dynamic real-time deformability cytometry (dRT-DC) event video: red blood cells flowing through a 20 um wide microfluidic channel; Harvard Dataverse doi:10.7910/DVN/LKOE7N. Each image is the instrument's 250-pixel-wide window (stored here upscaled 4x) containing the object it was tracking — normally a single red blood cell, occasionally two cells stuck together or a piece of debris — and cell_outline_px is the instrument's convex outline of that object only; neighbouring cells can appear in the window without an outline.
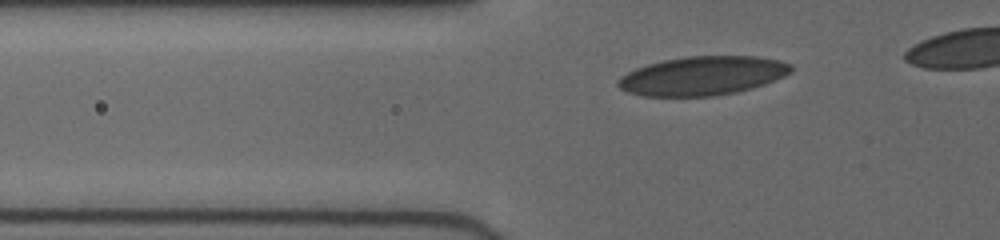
{"species": "human", "species_latin": "Homo sapiens", "temperature_condition": "cold", "stored_images_in_passage": 7, "camera_frame_rate_fps": 3000, "um_per_image_px": 0.085, "donor": {"sex": "female"}, "frame": {"image": 1, "passage_image": 4, "time_ms": 1.667, "image_size_px": [1000, 240], "cell_outline_px": [[792, 72], [784, 76], [764, 84], [752, 88], [736, 92], [712, 96], [640, 96], [628, 92], [620, 88], [616, 84], [616, 80], [620, 76], [636, 68], [648, 64], [664, 60], [688, 56], [756, 56], [780, 60], [788, 64], [792, 68]], "centroid_in_image_um": [59.69, 6.44], "position_along_channel_um": 66.1, "area_um2": 39.19}}
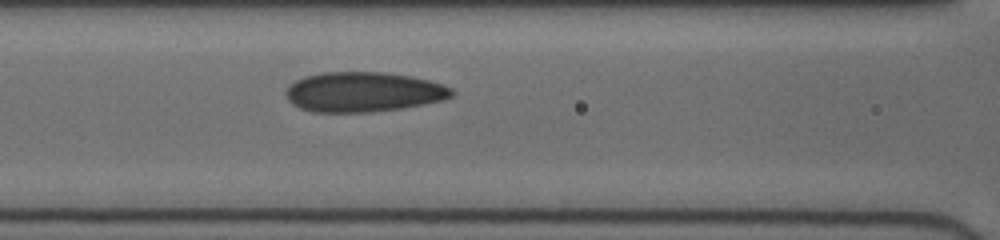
{"frame": {"image": 2, "passage_image": 7, "time_ms": 3.667, "image_size_px": [1000, 240], "cell_outline_px": [[456, 92], [452, 96], [444, 100], [424, 104], [400, 108], [368, 112], [312, 112], [300, 108], [292, 104], [288, 100], [284, 92], [296, 80], [304, 76], [324, 72], [384, 72], [408, 76], [428, 80], [444, 84], [452, 88]], "centroid_in_image_um": [30.89, 7.82], "position_along_channel_um": 135.7, "area_um2": 38.61}}